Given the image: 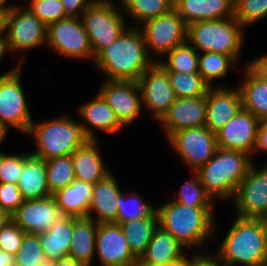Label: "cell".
I'll use <instances>...</instances> for the list:
<instances>
[{
  "instance_id": "4fadbf2b",
  "label": "cell",
  "mask_w": 267,
  "mask_h": 266,
  "mask_svg": "<svg viewBox=\"0 0 267 266\" xmlns=\"http://www.w3.org/2000/svg\"><path fill=\"white\" fill-rule=\"evenodd\" d=\"M232 202L237 216L267 220V165L259 170L254 163L249 167Z\"/></svg>"
},
{
  "instance_id": "603a6c76",
  "label": "cell",
  "mask_w": 267,
  "mask_h": 266,
  "mask_svg": "<svg viewBox=\"0 0 267 266\" xmlns=\"http://www.w3.org/2000/svg\"><path fill=\"white\" fill-rule=\"evenodd\" d=\"M121 192L119 184L112 173L96 182L88 209V217L98 224L117 223V200ZM92 213L97 216H93Z\"/></svg>"
},
{
  "instance_id": "5b68a950",
  "label": "cell",
  "mask_w": 267,
  "mask_h": 266,
  "mask_svg": "<svg viewBox=\"0 0 267 266\" xmlns=\"http://www.w3.org/2000/svg\"><path fill=\"white\" fill-rule=\"evenodd\" d=\"M50 120V121H49ZM31 123L27 135L33 136L36 150L31 154L45 161L71 155L82 146L88 138L84 135L81 122L72 117L61 115L55 119Z\"/></svg>"
},
{
  "instance_id": "db71d44e",
  "label": "cell",
  "mask_w": 267,
  "mask_h": 266,
  "mask_svg": "<svg viewBox=\"0 0 267 266\" xmlns=\"http://www.w3.org/2000/svg\"><path fill=\"white\" fill-rule=\"evenodd\" d=\"M5 53H8L5 46V36H0V63L5 56Z\"/></svg>"
},
{
  "instance_id": "7c38bea8",
  "label": "cell",
  "mask_w": 267,
  "mask_h": 266,
  "mask_svg": "<svg viewBox=\"0 0 267 266\" xmlns=\"http://www.w3.org/2000/svg\"><path fill=\"white\" fill-rule=\"evenodd\" d=\"M168 140L173 151L194 172L206 164L217 149L216 133L206 126L178 130Z\"/></svg>"
},
{
  "instance_id": "d590c367",
  "label": "cell",
  "mask_w": 267,
  "mask_h": 266,
  "mask_svg": "<svg viewBox=\"0 0 267 266\" xmlns=\"http://www.w3.org/2000/svg\"><path fill=\"white\" fill-rule=\"evenodd\" d=\"M167 73L177 98H196L205 96L210 87L203 80L199 72L182 73L177 71H167Z\"/></svg>"
},
{
  "instance_id": "f6af8a7d",
  "label": "cell",
  "mask_w": 267,
  "mask_h": 266,
  "mask_svg": "<svg viewBox=\"0 0 267 266\" xmlns=\"http://www.w3.org/2000/svg\"><path fill=\"white\" fill-rule=\"evenodd\" d=\"M93 1H112V0H61L67 17L81 18L83 12Z\"/></svg>"
},
{
  "instance_id": "6f0895ef",
  "label": "cell",
  "mask_w": 267,
  "mask_h": 266,
  "mask_svg": "<svg viewBox=\"0 0 267 266\" xmlns=\"http://www.w3.org/2000/svg\"><path fill=\"white\" fill-rule=\"evenodd\" d=\"M139 266H165V265H152V264H146V263H139ZM169 266H185V260L175 265H169Z\"/></svg>"
},
{
  "instance_id": "8992f818",
  "label": "cell",
  "mask_w": 267,
  "mask_h": 266,
  "mask_svg": "<svg viewBox=\"0 0 267 266\" xmlns=\"http://www.w3.org/2000/svg\"><path fill=\"white\" fill-rule=\"evenodd\" d=\"M243 29L234 17L192 22L187 25V42L198 52L223 53L237 63L243 47Z\"/></svg>"
},
{
  "instance_id": "b9f144b4",
  "label": "cell",
  "mask_w": 267,
  "mask_h": 266,
  "mask_svg": "<svg viewBox=\"0 0 267 266\" xmlns=\"http://www.w3.org/2000/svg\"><path fill=\"white\" fill-rule=\"evenodd\" d=\"M30 153H18L15 155L0 153V183L18 184L23 162Z\"/></svg>"
},
{
  "instance_id": "d6a6232c",
  "label": "cell",
  "mask_w": 267,
  "mask_h": 266,
  "mask_svg": "<svg viewBox=\"0 0 267 266\" xmlns=\"http://www.w3.org/2000/svg\"><path fill=\"white\" fill-rule=\"evenodd\" d=\"M167 59L157 62L166 71H177L182 73H196L199 71V52L188 42L175 47L168 52Z\"/></svg>"
},
{
  "instance_id": "681fc988",
  "label": "cell",
  "mask_w": 267,
  "mask_h": 266,
  "mask_svg": "<svg viewBox=\"0 0 267 266\" xmlns=\"http://www.w3.org/2000/svg\"><path fill=\"white\" fill-rule=\"evenodd\" d=\"M53 266H87L85 263L77 261L69 256L54 260Z\"/></svg>"
},
{
  "instance_id": "ffe728a7",
  "label": "cell",
  "mask_w": 267,
  "mask_h": 266,
  "mask_svg": "<svg viewBox=\"0 0 267 266\" xmlns=\"http://www.w3.org/2000/svg\"><path fill=\"white\" fill-rule=\"evenodd\" d=\"M159 122L163 126L166 139L178 130L205 126L206 95L176 98Z\"/></svg>"
},
{
  "instance_id": "f35d334b",
  "label": "cell",
  "mask_w": 267,
  "mask_h": 266,
  "mask_svg": "<svg viewBox=\"0 0 267 266\" xmlns=\"http://www.w3.org/2000/svg\"><path fill=\"white\" fill-rule=\"evenodd\" d=\"M267 17V0H234V18L245 28Z\"/></svg>"
},
{
  "instance_id": "f907efd6",
  "label": "cell",
  "mask_w": 267,
  "mask_h": 266,
  "mask_svg": "<svg viewBox=\"0 0 267 266\" xmlns=\"http://www.w3.org/2000/svg\"><path fill=\"white\" fill-rule=\"evenodd\" d=\"M0 266H17L15 255L0 249Z\"/></svg>"
},
{
  "instance_id": "ac0fdd59",
  "label": "cell",
  "mask_w": 267,
  "mask_h": 266,
  "mask_svg": "<svg viewBox=\"0 0 267 266\" xmlns=\"http://www.w3.org/2000/svg\"><path fill=\"white\" fill-rule=\"evenodd\" d=\"M63 216L54 197L25 200L11 215V219L25 232L40 234Z\"/></svg>"
},
{
  "instance_id": "ba28073f",
  "label": "cell",
  "mask_w": 267,
  "mask_h": 266,
  "mask_svg": "<svg viewBox=\"0 0 267 266\" xmlns=\"http://www.w3.org/2000/svg\"><path fill=\"white\" fill-rule=\"evenodd\" d=\"M24 60L0 75V123L28 134L33 120L21 82Z\"/></svg>"
},
{
  "instance_id": "d4e9b609",
  "label": "cell",
  "mask_w": 267,
  "mask_h": 266,
  "mask_svg": "<svg viewBox=\"0 0 267 266\" xmlns=\"http://www.w3.org/2000/svg\"><path fill=\"white\" fill-rule=\"evenodd\" d=\"M99 153L98 139H88L72 153L75 178L95 184L110 174Z\"/></svg>"
},
{
  "instance_id": "836d02e7",
  "label": "cell",
  "mask_w": 267,
  "mask_h": 266,
  "mask_svg": "<svg viewBox=\"0 0 267 266\" xmlns=\"http://www.w3.org/2000/svg\"><path fill=\"white\" fill-rule=\"evenodd\" d=\"M46 162V178L51 195L69 186L76 178L72 154L49 159Z\"/></svg>"
},
{
  "instance_id": "e0dca14e",
  "label": "cell",
  "mask_w": 267,
  "mask_h": 266,
  "mask_svg": "<svg viewBox=\"0 0 267 266\" xmlns=\"http://www.w3.org/2000/svg\"><path fill=\"white\" fill-rule=\"evenodd\" d=\"M259 120L241 108L230 121L216 133L217 147L242 151L250 156L256 144Z\"/></svg>"
},
{
  "instance_id": "91938a15",
  "label": "cell",
  "mask_w": 267,
  "mask_h": 266,
  "mask_svg": "<svg viewBox=\"0 0 267 266\" xmlns=\"http://www.w3.org/2000/svg\"><path fill=\"white\" fill-rule=\"evenodd\" d=\"M173 6L179 1V0H168Z\"/></svg>"
},
{
  "instance_id": "9c48e42d",
  "label": "cell",
  "mask_w": 267,
  "mask_h": 266,
  "mask_svg": "<svg viewBox=\"0 0 267 266\" xmlns=\"http://www.w3.org/2000/svg\"><path fill=\"white\" fill-rule=\"evenodd\" d=\"M47 26L28 7L16 6L6 14L5 46L7 52L29 51L44 46Z\"/></svg>"
},
{
  "instance_id": "2e32d148",
  "label": "cell",
  "mask_w": 267,
  "mask_h": 266,
  "mask_svg": "<svg viewBox=\"0 0 267 266\" xmlns=\"http://www.w3.org/2000/svg\"><path fill=\"white\" fill-rule=\"evenodd\" d=\"M95 251L101 266H125L138 261L118 223L98 224Z\"/></svg>"
},
{
  "instance_id": "7402d4cb",
  "label": "cell",
  "mask_w": 267,
  "mask_h": 266,
  "mask_svg": "<svg viewBox=\"0 0 267 266\" xmlns=\"http://www.w3.org/2000/svg\"><path fill=\"white\" fill-rule=\"evenodd\" d=\"M185 251L188 250L180 242L158 226L138 262L152 265H175L187 258L184 255V253L187 254Z\"/></svg>"
},
{
  "instance_id": "277c9868",
  "label": "cell",
  "mask_w": 267,
  "mask_h": 266,
  "mask_svg": "<svg viewBox=\"0 0 267 266\" xmlns=\"http://www.w3.org/2000/svg\"><path fill=\"white\" fill-rule=\"evenodd\" d=\"M252 159L242 151L217 147L213 157L195 172L213 201L233 200L239 183L253 164Z\"/></svg>"
},
{
  "instance_id": "4316f807",
  "label": "cell",
  "mask_w": 267,
  "mask_h": 266,
  "mask_svg": "<svg viewBox=\"0 0 267 266\" xmlns=\"http://www.w3.org/2000/svg\"><path fill=\"white\" fill-rule=\"evenodd\" d=\"M18 188L24 200L41 199L51 196L47 184L45 160L34 156L30 152L23 162Z\"/></svg>"
},
{
  "instance_id": "c3c4849f",
  "label": "cell",
  "mask_w": 267,
  "mask_h": 266,
  "mask_svg": "<svg viewBox=\"0 0 267 266\" xmlns=\"http://www.w3.org/2000/svg\"><path fill=\"white\" fill-rule=\"evenodd\" d=\"M246 65L260 78L267 80V54L248 61Z\"/></svg>"
},
{
  "instance_id": "5bb4252c",
  "label": "cell",
  "mask_w": 267,
  "mask_h": 266,
  "mask_svg": "<svg viewBox=\"0 0 267 266\" xmlns=\"http://www.w3.org/2000/svg\"><path fill=\"white\" fill-rule=\"evenodd\" d=\"M142 94V104L158 122L177 98L167 71L156 61L137 81Z\"/></svg>"
},
{
  "instance_id": "ab89813d",
  "label": "cell",
  "mask_w": 267,
  "mask_h": 266,
  "mask_svg": "<svg viewBox=\"0 0 267 266\" xmlns=\"http://www.w3.org/2000/svg\"><path fill=\"white\" fill-rule=\"evenodd\" d=\"M15 259L17 266H39L47 261L38 234L24 235Z\"/></svg>"
},
{
  "instance_id": "f1b7e54d",
  "label": "cell",
  "mask_w": 267,
  "mask_h": 266,
  "mask_svg": "<svg viewBox=\"0 0 267 266\" xmlns=\"http://www.w3.org/2000/svg\"><path fill=\"white\" fill-rule=\"evenodd\" d=\"M38 237L47 261L67 257L72 241V216H61Z\"/></svg>"
},
{
  "instance_id": "816d5d0a",
  "label": "cell",
  "mask_w": 267,
  "mask_h": 266,
  "mask_svg": "<svg viewBox=\"0 0 267 266\" xmlns=\"http://www.w3.org/2000/svg\"><path fill=\"white\" fill-rule=\"evenodd\" d=\"M11 220V215L0 208V230Z\"/></svg>"
},
{
  "instance_id": "7bdbcfd3",
  "label": "cell",
  "mask_w": 267,
  "mask_h": 266,
  "mask_svg": "<svg viewBox=\"0 0 267 266\" xmlns=\"http://www.w3.org/2000/svg\"><path fill=\"white\" fill-rule=\"evenodd\" d=\"M26 233L13 221H9L0 230V249L16 254Z\"/></svg>"
},
{
  "instance_id": "e575fe53",
  "label": "cell",
  "mask_w": 267,
  "mask_h": 266,
  "mask_svg": "<svg viewBox=\"0 0 267 266\" xmlns=\"http://www.w3.org/2000/svg\"><path fill=\"white\" fill-rule=\"evenodd\" d=\"M199 73L203 80L213 87L214 79L224 78L228 69L233 68L236 62L229 56L217 52L199 53Z\"/></svg>"
},
{
  "instance_id": "30bf717a",
  "label": "cell",
  "mask_w": 267,
  "mask_h": 266,
  "mask_svg": "<svg viewBox=\"0 0 267 266\" xmlns=\"http://www.w3.org/2000/svg\"><path fill=\"white\" fill-rule=\"evenodd\" d=\"M139 28L151 58L164 57L175 47L187 42V24L174 8L168 13L147 20ZM151 52L153 56L150 55Z\"/></svg>"
},
{
  "instance_id": "f5cc1de1",
  "label": "cell",
  "mask_w": 267,
  "mask_h": 266,
  "mask_svg": "<svg viewBox=\"0 0 267 266\" xmlns=\"http://www.w3.org/2000/svg\"><path fill=\"white\" fill-rule=\"evenodd\" d=\"M6 13L0 10V36H5Z\"/></svg>"
},
{
  "instance_id": "74e56055",
  "label": "cell",
  "mask_w": 267,
  "mask_h": 266,
  "mask_svg": "<svg viewBox=\"0 0 267 266\" xmlns=\"http://www.w3.org/2000/svg\"><path fill=\"white\" fill-rule=\"evenodd\" d=\"M178 195V197H176ZM174 195L176 201L188 207H214L212 198L206 193L198 174L194 172L192 179L183 183L178 194Z\"/></svg>"
},
{
  "instance_id": "11a10c76",
  "label": "cell",
  "mask_w": 267,
  "mask_h": 266,
  "mask_svg": "<svg viewBox=\"0 0 267 266\" xmlns=\"http://www.w3.org/2000/svg\"><path fill=\"white\" fill-rule=\"evenodd\" d=\"M8 128L5 125H2L0 123V146L2 145V143L4 142L7 133H8ZM0 153H2V151H0Z\"/></svg>"
},
{
  "instance_id": "9a60e30c",
  "label": "cell",
  "mask_w": 267,
  "mask_h": 266,
  "mask_svg": "<svg viewBox=\"0 0 267 266\" xmlns=\"http://www.w3.org/2000/svg\"><path fill=\"white\" fill-rule=\"evenodd\" d=\"M97 92L115 112L123 126L134 123L142 112V94L137 81L106 79Z\"/></svg>"
},
{
  "instance_id": "3957f363",
  "label": "cell",
  "mask_w": 267,
  "mask_h": 266,
  "mask_svg": "<svg viewBox=\"0 0 267 266\" xmlns=\"http://www.w3.org/2000/svg\"><path fill=\"white\" fill-rule=\"evenodd\" d=\"M158 226L170 233L188 251L200 248L215 235L214 207H188L172 199L155 206ZM194 247V248H193Z\"/></svg>"
},
{
  "instance_id": "4dcf8cb0",
  "label": "cell",
  "mask_w": 267,
  "mask_h": 266,
  "mask_svg": "<svg viewBox=\"0 0 267 266\" xmlns=\"http://www.w3.org/2000/svg\"><path fill=\"white\" fill-rule=\"evenodd\" d=\"M133 254L139 259L145 252L154 230L158 227V215L154 209L149 215L133 221L118 223Z\"/></svg>"
},
{
  "instance_id": "83f0119b",
  "label": "cell",
  "mask_w": 267,
  "mask_h": 266,
  "mask_svg": "<svg viewBox=\"0 0 267 266\" xmlns=\"http://www.w3.org/2000/svg\"><path fill=\"white\" fill-rule=\"evenodd\" d=\"M98 223L89 217H72V241L68 256L92 266Z\"/></svg>"
},
{
  "instance_id": "52a82bcc",
  "label": "cell",
  "mask_w": 267,
  "mask_h": 266,
  "mask_svg": "<svg viewBox=\"0 0 267 266\" xmlns=\"http://www.w3.org/2000/svg\"><path fill=\"white\" fill-rule=\"evenodd\" d=\"M113 2L93 1L81 16L92 47L93 60L127 28L121 4L118 9Z\"/></svg>"
},
{
  "instance_id": "484cf974",
  "label": "cell",
  "mask_w": 267,
  "mask_h": 266,
  "mask_svg": "<svg viewBox=\"0 0 267 266\" xmlns=\"http://www.w3.org/2000/svg\"><path fill=\"white\" fill-rule=\"evenodd\" d=\"M93 189L94 184L75 179L69 186L57 191L52 196L62 215L76 218L88 217Z\"/></svg>"
},
{
  "instance_id": "cb8c5ba5",
  "label": "cell",
  "mask_w": 267,
  "mask_h": 266,
  "mask_svg": "<svg viewBox=\"0 0 267 266\" xmlns=\"http://www.w3.org/2000/svg\"><path fill=\"white\" fill-rule=\"evenodd\" d=\"M173 8L187 25L234 17V0H179Z\"/></svg>"
},
{
  "instance_id": "d6986e66",
  "label": "cell",
  "mask_w": 267,
  "mask_h": 266,
  "mask_svg": "<svg viewBox=\"0 0 267 266\" xmlns=\"http://www.w3.org/2000/svg\"><path fill=\"white\" fill-rule=\"evenodd\" d=\"M242 108L239 88L209 87L206 94L205 126L214 133L222 129Z\"/></svg>"
},
{
  "instance_id": "9f6ffc18",
  "label": "cell",
  "mask_w": 267,
  "mask_h": 266,
  "mask_svg": "<svg viewBox=\"0 0 267 266\" xmlns=\"http://www.w3.org/2000/svg\"><path fill=\"white\" fill-rule=\"evenodd\" d=\"M7 1L8 0H0V10L4 11L6 14L15 7V4L8 6Z\"/></svg>"
},
{
  "instance_id": "bcb514c9",
  "label": "cell",
  "mask_w": 267,
  "mask_h": 266,
  "mask_svg": "<svg viewBox=\"0 0 267 266\" xmlns=\"http://www.w3.org/2000/svg\"><path fill=\"white\" fill-rule=\"evenodd\" d=\"M194 252L192 258L185 259V266H223L213 254Z\"/></svg>"
},
{
  "instance_id": "7dc6e473",
  "label": "cell",
  "mask_w": 267,
  "mask_h": 266,
  "mask_svg": "<svg viewBox=\"0 0 267 266\" xmlns=\"http://www.w3.org/2000/svg\"><path fill=\"white\" fill-rule=\"evenodd\" d=\"M261 151L267 153V118L259 120L253 154L256 155V152Z\"/></svg>"
},
{
  "instance_id": "8d00e7d4",
  "label": "cell",
  "mask_w": 267,
  "mask_h": 266,
  "mask_svg": "<svg viewBox=\"0 0 267 266\" xmlns=\"http://www.w3.org/2000/svg\"><path fill=\"white\" fill-rule=\"evenodd\" d=\"M130 193V194H129ZM117 223L133 221L149 215L155 206L144 201L142 195L128 192L120 193L117 200Z\"/></svg>"
},
{
  "instance_id": "680465c9",
  "label": "cell",
  "mask_w": 267,
  "mask_h": 266,
  "mask_svg": "<svg viewBox=\"0 0 267 266\" xmlns=\"http://www.w3.org/2000/svg\"><path fill=\"white\" fill-rule=\"evenodd\" d=\"M39 266H53V261H46L43 264H40Z\"/></svg>"
},
{
  "instance_id": "94428289",
  "label": "cell",
  "mask_w": 267,
  "mask_h": 266,
  "mask_svg": "<svg viewBox=\"0 0 267 266\" xmlns=\"http://www.w3.org/2000/svg\"><path fill=\"white\" fill-rule=\"evenodd\" d=\"M125 266H139V262L136 261L135 263H132V264H130V265H125Z\"/></svg>"
},
{
  "instance_id": "f546056e",
  "label": "cell",
  "mask_w": 267,
  "mask_h": 266,
  "mask_svg": "<svg viewBox=\"0 0 267 266\" xmlns=\"http://www.w3.org/2000/svg\"><path fill=\"white\" fill-rule=\"evenodd\" d=\"M244 80L238 87L241 92L242 108L251 112L258 120L267 118V80L244 66Z\"/></svg>"
},
{
  "instance_id": "60d3db41",
  "label": "cell",
  "mask_w": 267,
  "mask_h": 266,
  "mask_svg": "<svg viewBox=\"0 0 267 266\" xmlns=\"http://www.w3.org/2000/svg\"><path fill=\"white\" fill-rule=\"evenodd\" d=\"M29 2L28 9L46 26L68 18L61 0H24Z\"/></svg>"
},
{
  "instance_id": "8fae6325",
  "label": "cell",
  "mask_w": 267,
  "mask_h": 266,
  "mask_svg": "<svg viewBox=\"0 0 267 266\" xmlns=\"http://www.w3.org/2000/svg\"><path fill=\"white\" fill-rule=\"evenodd\" d=\"M46 45L60 56L93 60L92 47L81 18H66L47 26Z\"/></svg>"
},
{
  "instance_id": "7a4b0ae2",
  "label": "cell",
  "mask_w": 267,
  "mask_h": 266,
  "mask_svg": "<svg viewBox=\"0 0 267 266\" xmlns=\"http://www.w3.org/2000/svg\"><path fill=\"white\" fill-rule=\"evenodd\" d=\"M215 251L223 266H267V220L237 216Z\"/></svg>"
},
{
  "instance_id": "ee69618b",
  "label": "cell",
  "mask_w": 267,
  "mask_h": 266,
  "mask_svg": "<svg viewBox=\"0 0 267 266\" xmlns=\"http://www.w3.org/2000/svg\"><path fill=\"white\" fill-rule=\"evenodd\" d=\"M18 184L0 183V208L12 215L24 202Z\"/></svg>"
},
{
  "instance_id": "44dd1931",
  "label": "cell",
  "mask_w": 267,
  "mask_h": 266,
  "mask_svg": "<svg viewBox=\"0 0 267 266\" xmlns=\"http://www.w3.org/2000/svg\"><path fill=\"white\" fill-rule=\"evenodd\" d=\"M78 112L84 122L80 123V125L88 139H98L96 138L97 135H95V129L114 134L119 133L124 127L99 92L90 102L83 104Z\"/></svg>"
},
{
  "instance_id": "6da1fadb",
  "label": "cell",
  "mask_w": 267,
  "mask_h": 266,
  "mask_svg": "<svg viewBox=\"0 0 267 266\" xmlns=\"http://www.w3.org/2000/svg\"><path fill=\"white\" fill-rule=\"evenodd\" d=\"M132 26H127L113 44L94 57V66L106 75L105 79L138 81L156 62L147 52L142 31Z\"/></svg>"
},
{
  "instance_id": "1f68e13d",
  "label": "cell",
  "mask_w": 267,
  "mask_h": 266,
  "mask_svg": "<svg viewBox=\"0 0 267 266\" xmlns=\"http://www.w3.org/2000/svg\"><path fill=\"white\" fill-rule=\"evenodd\" d=\"M119 2L123 13L134 20L135 27L173 9V5L168 0H120Z\"/></svg>"
}]
</instances>
